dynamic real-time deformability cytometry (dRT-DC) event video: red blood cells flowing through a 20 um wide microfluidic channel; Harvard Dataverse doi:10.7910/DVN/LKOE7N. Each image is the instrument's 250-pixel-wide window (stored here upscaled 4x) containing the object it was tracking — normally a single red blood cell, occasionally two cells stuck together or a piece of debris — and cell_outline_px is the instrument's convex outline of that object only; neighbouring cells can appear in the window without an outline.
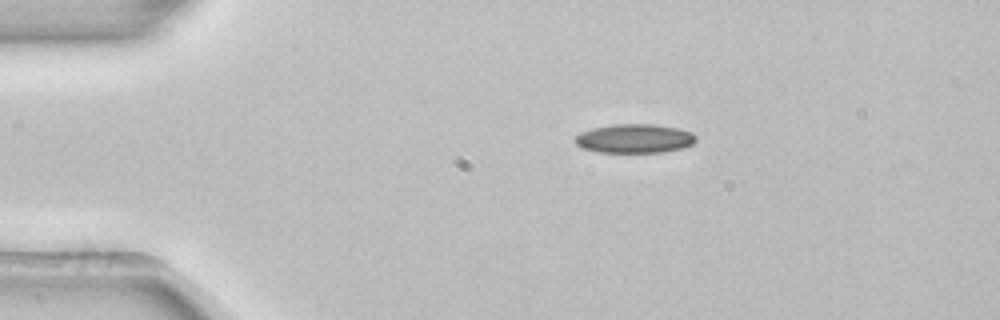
{"species": "common noctule bat (a hibernating species)", "species_latin": "Nyctalus noctula", "temperature_condition": "room temperature", "stored_images_in_passage": 43, "camera_frame_rate_fps": 3000, "um_per_image_px": 0.085, "animal": {"sex": "female", "body_mass_g": 22.7, "forearm_length_mm": 54.2}, "frame": {"image": 1, "passage_image": 1, "time_ms": 0.0, "image_size_px": [1000, 320], "cell_outline_px": [[696, 140], [692, 144], [684, 148], [664, 152], [596, 152], [584, 148], [576, 144], [572, 140], [580, 132], [592, 128], [616, 124], [652, 124], [680, 128], [692, 132], [696, 136]], "centroid_in_image_um": [53.95, 11.77], "position_along_channel_um": 31.1, "area_um2": 20.58}}
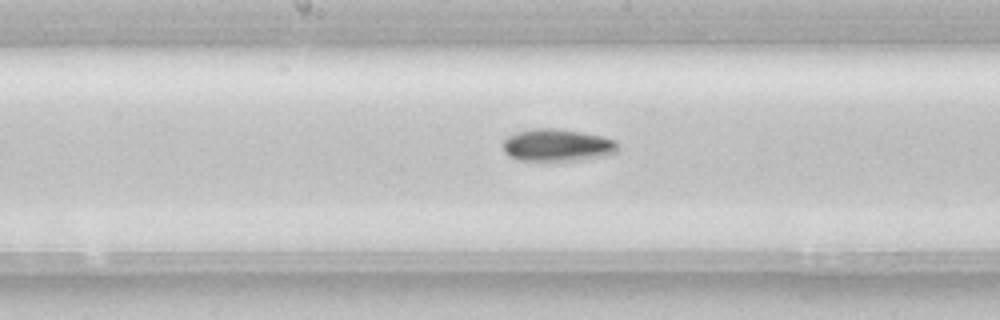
{"frame": {"image": 2, "passage_image": 18, "time_ms": 5.667, "image_size_px": [1000, 320], "cell_outline_px": [[616, 152], [604, 156], [584, 160], [520, 160], [508, 156], [504, 152], [504, 140], [508, 136], [516, 132], [532, 128], [556, 128], [604, 136], [616, 140]], "centroid_in_image_um": [47.36, 12.33], "position_along_channel_um": 200.8, "area_um2": 21.62}}
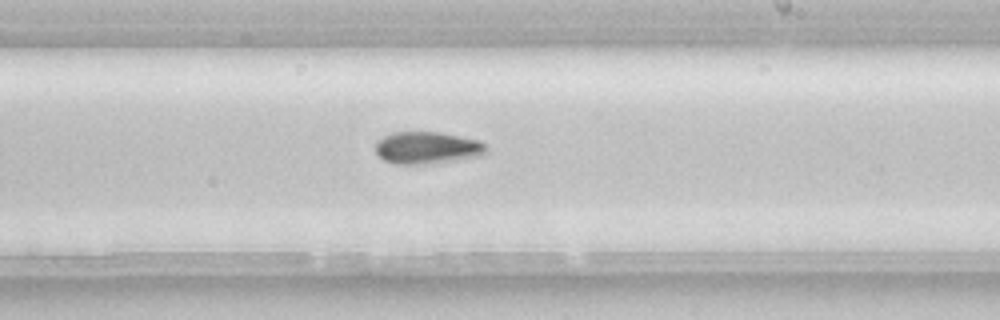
{"frame": {"image": 3, "passage_image": 22, "time_ms": 7.0, "image_size_px": [1000, 320], "cell_outline_px": [[488, 148], [480, 156], [456, 160], [424, 164], [396, 164], [384, 160], [376, 152], [376, 140], [392, 132], [440, 132], [476, 140], [484, 144]], "centroid_in_image_um": [36.27, 12.56], "position_along_channel_um": 252.7, "area_um2": 20.58}, "authors_computed_cell_mechanics": {"area_um2": 20.5768, "velocity_mm_per_s": 3.9101, "shape_relaxation_time_tau1_ms": 5.3264, "shape_relaxation_time_tau2_ms": null, "deformation_change_tau1": 0.1105, "deformation_change_tau2": null}}